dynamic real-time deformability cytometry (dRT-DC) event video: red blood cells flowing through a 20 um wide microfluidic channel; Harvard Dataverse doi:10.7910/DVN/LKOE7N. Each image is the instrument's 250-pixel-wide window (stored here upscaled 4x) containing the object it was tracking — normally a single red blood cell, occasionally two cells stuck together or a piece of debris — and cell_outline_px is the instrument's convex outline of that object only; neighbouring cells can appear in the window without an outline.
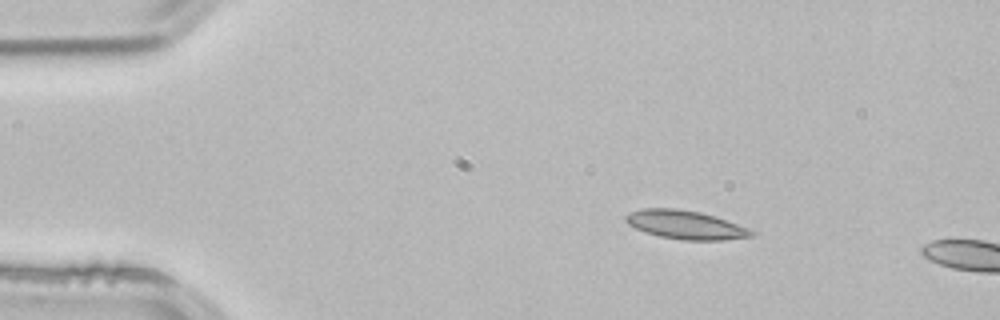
{"species": "common noctule bat (a hibernating species)", "species_latin": "Nyctalus noctula", "temperature_condition": "room temperature", "stored_images_in_passage": 2, "camera_frame_rate_fps": 3000, "um_per_image_px": 0.085, "animal": {"sex": "male", "body_mass_g": 21.5, "forearm_length_mm": 52.0}, "frame": {"image": 1, "passage_image": 1, "time_ms": 0.0, "image_size_px": [1000, 320], "cell_outline_px": [[756, 232], [752, 236], [724, 240], [684, 240], [660, 236], [644, 232], [628, 224], [624, 220], [624, 216], [628, 212], [640, 208], [676, 208], [700, 212], [716, 216], [748, 228]], "centroid_in_image_um": [58.23, 19.09], "position_along_channel_um": 26.8, "area_um2": 21.1}}